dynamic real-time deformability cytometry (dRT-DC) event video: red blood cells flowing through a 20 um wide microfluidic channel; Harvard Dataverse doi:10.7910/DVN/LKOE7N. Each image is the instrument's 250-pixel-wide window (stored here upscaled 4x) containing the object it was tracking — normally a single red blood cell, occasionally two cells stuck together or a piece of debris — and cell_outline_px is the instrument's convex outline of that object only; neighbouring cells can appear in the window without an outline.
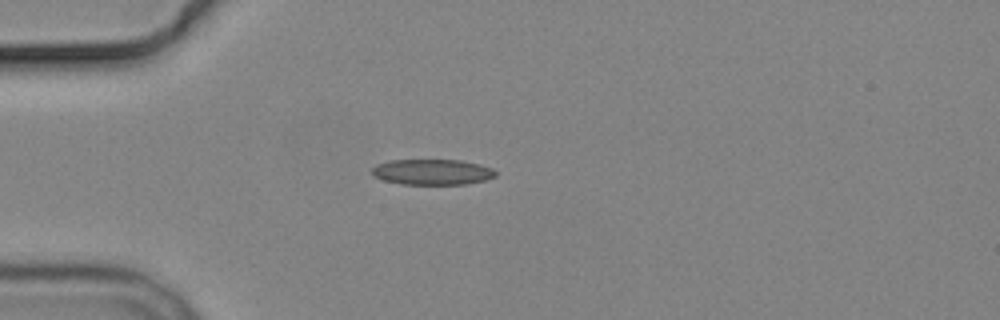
{"species": "common noctule bat (a hibernating species)", "species_latin": "Nyctalus noctula", "temperature_condition": "cold", "stored_images_in_passage": 4, "camera_frame_rate_fps": 3000, "um_per_image_px": 0.085, "animal": {"sex": "male", "body_mass_g": 19.2, "forearm_length_mm": 51.8}, "frame": {"image": 1, "passage_image": 4, "time_ms": 3.333, "image_size_px": [1000, 320], "cell_outline_px": [[496, 176], [484, 180], [464, 184], [400, 184], [384, 180], [376, 176], [372, 172], [372, 168], [376, 164], [388, 160], [460, 160], [480, 164], [492, 168], [496, 172]], "centroid_in_image_um": [36.74, 14.61], "position_along_channel_um": 48.3, "area_um2": 18.38}}